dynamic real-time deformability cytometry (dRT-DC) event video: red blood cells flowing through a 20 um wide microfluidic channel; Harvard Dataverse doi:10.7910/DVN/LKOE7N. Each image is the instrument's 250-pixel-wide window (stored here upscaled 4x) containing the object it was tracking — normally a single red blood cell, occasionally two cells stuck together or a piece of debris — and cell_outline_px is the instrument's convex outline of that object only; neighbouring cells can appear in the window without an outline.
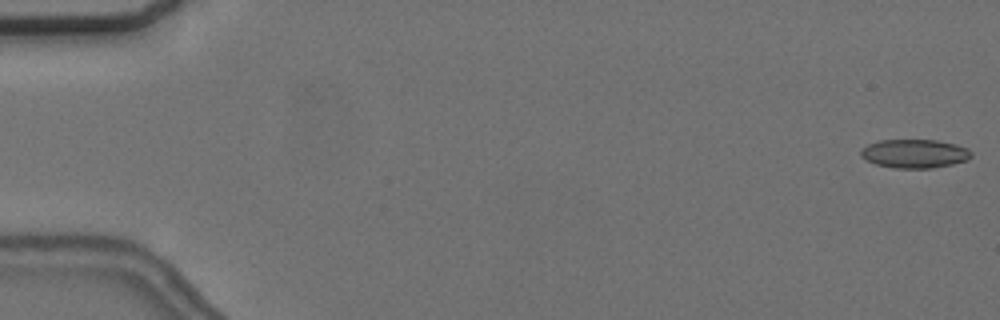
{"species": "common noctule bat (a hibernating species)", "species_latin": "Nyctalus noctula", "temperature_condition": "cold", "stored_images_in_passage": 17, "camera_frame_rate_fps": 3000, "um_per_image_px": 0.085, "animal": {"sex": "female", "body_mass_g": 24.6, "forearm_length_mm": 56.2}, "frame": {"image": 1, "passage_image": 1, "time_ms": 0.0, "image_size_px": [1000, 320], "cell_outline_px": [[972, 156], [968, 160], [952, 164], [932, 168], [896, 168], [876, 164], [864, 160], [860, 156], [860, 152], [868, 144], [880, 140], [936, 140], [956, 144], [968, 148], [972, 152]], "centroid_in_image_um": [77.75, 13.06], "position_along_channel_um": 7.2, "area_um2": 18.55}}